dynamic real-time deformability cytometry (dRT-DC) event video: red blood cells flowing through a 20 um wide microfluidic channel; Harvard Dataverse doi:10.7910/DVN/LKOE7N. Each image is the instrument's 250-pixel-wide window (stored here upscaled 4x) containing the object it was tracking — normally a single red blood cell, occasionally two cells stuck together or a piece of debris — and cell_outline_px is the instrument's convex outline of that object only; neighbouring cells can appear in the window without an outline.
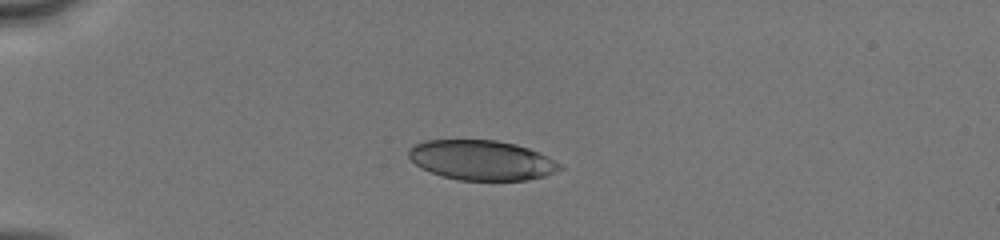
{"species": "human", "species_latin": "Homo sapiens", "temperature_condition": "cold", "stored_images_in_passage": 38, "camera_frame_rate_fps": 3000, "um_per_image_px": 0.085, "donor": {"sex": "male"}, "frame": {"image": 1, "passage_image": 1, "time_ms": 0.0, "image_size_px": [1000, 240], "cell_outline_px": [[564, 168], [544, 176], [524, 180], [460, 180], [440, 176], [420, 168], [408, 156], [408, 148], [424, 140], [496, 140], [516, 144], [540, 152], [560, 164]], "centroid_in_image_um": [40.91, 13.61], "position_along_channel_um": 44.1, "area_um2": 35.14}}
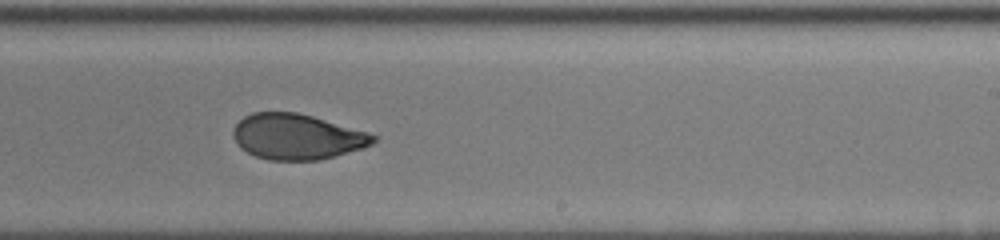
{"frame": {"image": 2, "passage_image": 20, "time_ms": 6.333, "image_size_px": [1000, 240], "cell_outline_px": [[380, 136], [372, 144], [364, 148], [336, 156], [320, 160], [268, 160], [256, 156], [240, 148], [236, 144], [232, 136], [232, 128], [244, 116], [252, 112], [296, 112], [312, 116], [368, 132]], "centroid_in_image_um": [25.24, 11.62], "position_along_channel_um": 263.8, "area_um2": 37.45}}
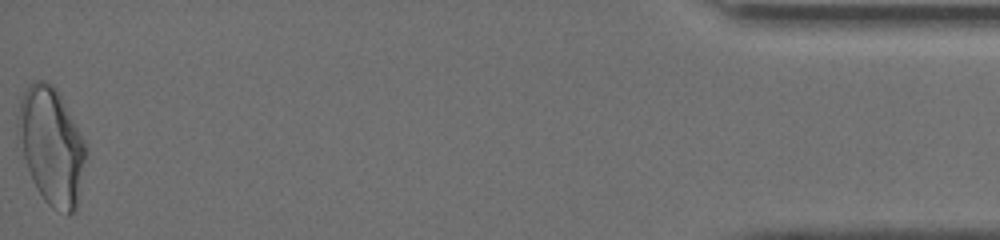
{"frame": {"image": 3, "passage_image": 38, "time_ms": 12.333, "image_size_px": [1000, 240], "cell_outline_px": [[88, 156], [76, 212], [68, 216], [52, 208], [44, 200], [36, 188], [32, 180], [16, 136], [16, 120], [20, 100], [24, 92], [32, 80], [44, 80], [52, 84], [56, 88], [84, 140], [88, 148]], "centroid_in_image_um": [4.38, 12.44], "position_along_channel_um": 430.8, "area_um2": 47.11}, "authors_computed_cell_mechanics": {"area_um2": 38.4948, "velocity_mm_per_s": 4.1266, "shape_relaxation_time_tau1_ms": 5.8939, "shape_relaxation_time_tau2_ms": 1.4832, "deformation_change_tau1": 0.1641, "deformation_change_tau2": 0.0646}}